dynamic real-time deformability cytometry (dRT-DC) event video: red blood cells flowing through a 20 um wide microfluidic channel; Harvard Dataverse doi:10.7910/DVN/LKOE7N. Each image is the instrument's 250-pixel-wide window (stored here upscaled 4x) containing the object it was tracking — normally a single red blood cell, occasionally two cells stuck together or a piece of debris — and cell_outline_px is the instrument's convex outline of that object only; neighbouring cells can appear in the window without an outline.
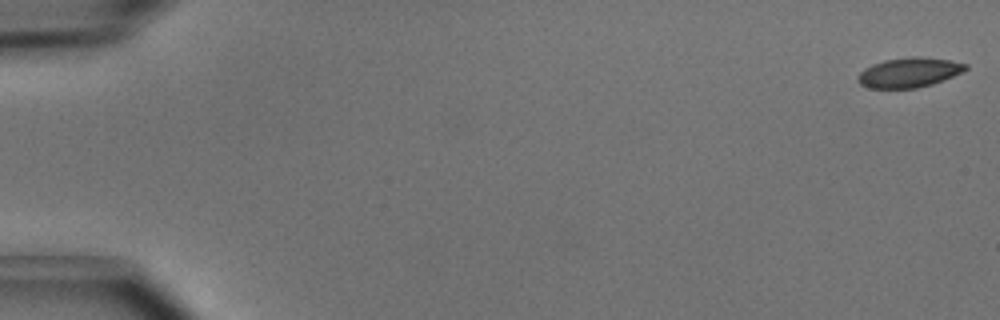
{"species": "common noctule bat (a hibernating species)", "species_latin": "Nyctalus noctula", "temperature_condition": "cold", "stored_images_in_passage": 5, "camera_frame_rate_fps": 3000, "um_per_image_px": 0.085, "animal": {"sex": "male", "body_mass_g": 15.6}, "frame": {"image": 1, "passage_image": 1, "time_ms": 0.0, "image_size_px": [1000, 320], "cell_outline_px": [[968, 68], [944, 80], [932, 84], [916, 88], [868, 88], [860, 84], [856, 80], [856, 76], [864, 68], [872, 64], [884, 60], [912, 56], [920, 56], [948, 60], [968, 64]], "centroid_in_image_um": [77.22, 6.16], "position_along_channel_um": 7.8, "area_um2": 18.73}}
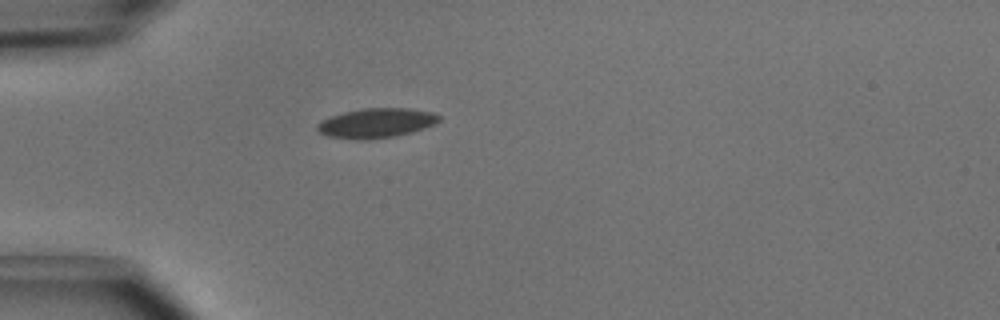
{"frame": {"image": 2, "passage_image": 5, "time_ms": 1.333, "image_size_px": [1000, 320], "cell_outline_px": [[440, 120], [424, 128], [412, 132], [396, 136], [368, 140], [364, 140], [328, 136], [320, 132], [316, 128], [316, 124], [332, 116], [344, 112], [364, 108], [408, 108], [432, 112], [440, 116]], "centroid_in_image_um": [31.99, 10.46], "position_along_channel_um": 53.0, "area_um2": 20.81}}